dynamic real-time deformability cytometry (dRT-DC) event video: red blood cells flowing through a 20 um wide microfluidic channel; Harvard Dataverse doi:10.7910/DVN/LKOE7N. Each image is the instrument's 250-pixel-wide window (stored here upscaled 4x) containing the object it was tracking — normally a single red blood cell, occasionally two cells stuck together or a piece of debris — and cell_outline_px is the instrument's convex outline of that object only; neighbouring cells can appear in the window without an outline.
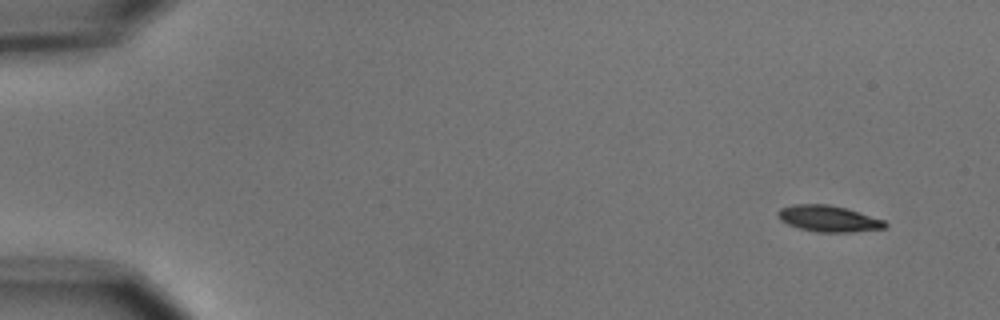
{"species": "common noctule bat (a hibernating species)", "species_latin": "Nyctalus noctula", "temperature_condition": "cold", "stored_images_in_passage": 6, "camera_frame_rate_fps": 3000, "um_per_image_px": 0.085, "animal": {"sex": "male", "body_mass_g": 15.6}, "frame": {"image": 1, "passage_image": 1, "time_ms": 0.0, "image_size_px": [1000, 320], "cell_outline_px": [[888, 224], [884, 228], [852, 232], [816, 232], [800, 228], [788, 224], [780, 220], [776, 216], [776, 212], [780, 208], [792, 204], [828, 204], [844, 208], [884, 220]], "centroid_in_image_um": [70.36, 18.58], "position_along_channel_um": 14.6, "area_um2": 16.3}}
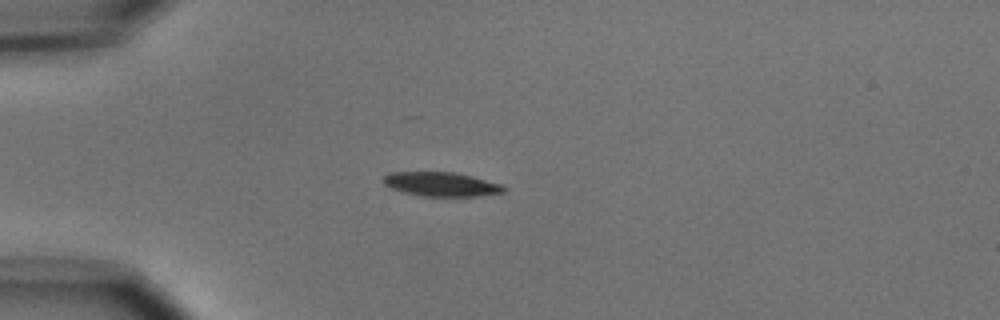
{"frame": {"image": 2, "passage_image": 4, "time_ms": 3.667, "image_size_px": [1000, 320], "cell_outline_px": [[508, 188], [504, 192], [476, 196], [420, 196], [404, 192], [392, 188], [384, 184], [384, 176], [392, 172], [456, 172], [472, 176], [500, 184]], "centroid_in_image_um": [37.53, 15.66], "position_along_channel_um": 47.5, "area_um2": 16.82}}
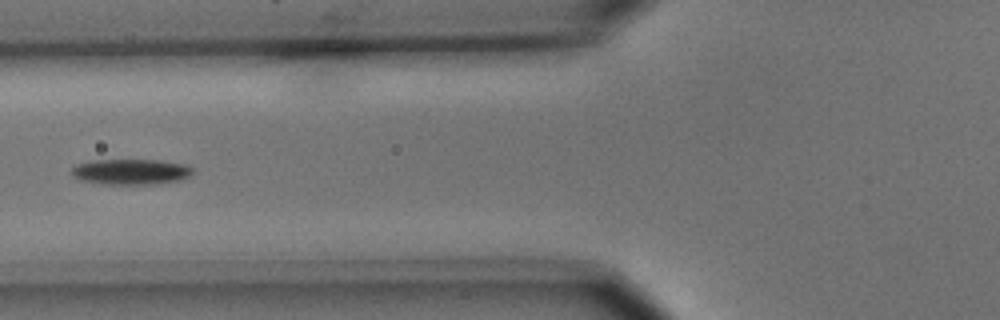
{"frame": {"image": 3, "passage_image": 6, "time_ms": 6.0, "image_size_px": [1000, 320], "cell_outline_px": [[192, 172], [188, 176], [180, 180], [148, 184], [104, 184], [80, 180], [72, 176], [72, 168], [76, 164], [88, 160], [160, 160], [184, 164], [192, 168]], "centroid_in_image_um": [11.06, 14.59], "position_along_channel_um": 114.7, "area_um2": 17.98}}